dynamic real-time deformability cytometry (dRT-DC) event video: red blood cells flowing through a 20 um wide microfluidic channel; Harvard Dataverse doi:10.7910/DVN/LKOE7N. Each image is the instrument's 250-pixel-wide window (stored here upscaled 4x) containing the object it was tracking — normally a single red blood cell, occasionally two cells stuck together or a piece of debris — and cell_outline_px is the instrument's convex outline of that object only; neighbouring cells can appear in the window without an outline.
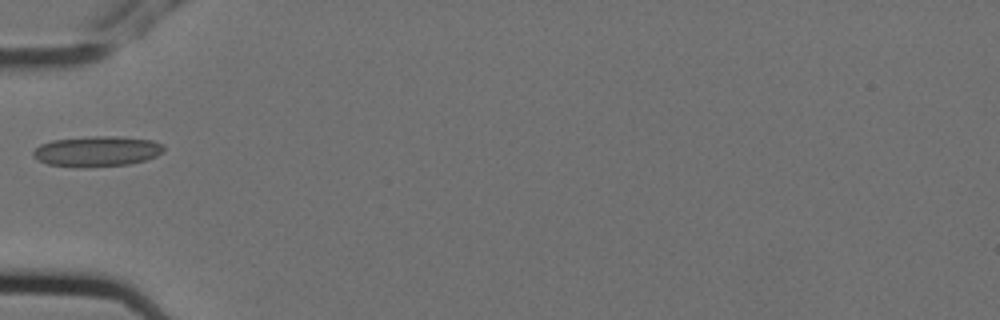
{"species": "Egyptian fruit bat (a non-hibernating species)", "species_latin": "Rousettus aegyptiacus", "temperature_condition": "cold", "stored_images_in_passage": 5, "camera_frame_rate_fps": 3000, "um_per_image_px": 0.085, "animal": {"sex": "female"}, "frame": {"image": 1, "passage_image": 5, "time_ms": 1.333, "image_size_px": [1000, 320], "cell_outline_px": [[164, 152], [156, 156], [144, 160], [128, 164], [84, 168], [48, 164], [32, 156], [32, 152], [40, 144], [52, 140], [92, 136], [116, 136], [152, 140], [164, 144]], "centroid_in_image_um": [8.25, 12.86], "position_along_channel_um": 76.7, "area_um2": 23.24}}